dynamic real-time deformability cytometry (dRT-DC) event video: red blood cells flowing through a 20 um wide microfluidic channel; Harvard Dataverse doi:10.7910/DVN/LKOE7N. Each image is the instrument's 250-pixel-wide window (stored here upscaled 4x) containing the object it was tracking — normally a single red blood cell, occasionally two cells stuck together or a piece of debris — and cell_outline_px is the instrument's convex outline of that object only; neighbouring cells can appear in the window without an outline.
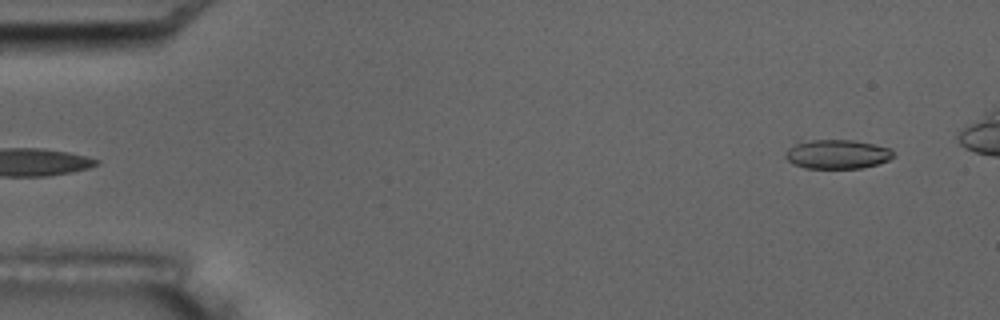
{"species": "common noctule bat (a hibernating species)", "species_latin": "Nyctalus noctula", "temperature_condition": "room temperature", "stored_images_in_passage": 6, "camera_frame_rate_fps": 3000, "um_per_image_px": 0.085, "animal": {"sex": "male", "body_mass_g": 17.5, "forearm_length_mm": 52.3}, "frame": {"image": 1, "passage_image": 6, "time_ms": 5.667, "image_size_px": [1000, 320], "cell_outline_px": [[892, 156], [888, 160], [864, 168], [804, 168], [788, 160], [784, 156], [784, 152], [796, 136], [800, 136], [852, 140], [892, 148]], "centroid_in_image_um": [70.98, 13.02], "position_along_channel_um": 14.0, "area_um2": 19.48}}